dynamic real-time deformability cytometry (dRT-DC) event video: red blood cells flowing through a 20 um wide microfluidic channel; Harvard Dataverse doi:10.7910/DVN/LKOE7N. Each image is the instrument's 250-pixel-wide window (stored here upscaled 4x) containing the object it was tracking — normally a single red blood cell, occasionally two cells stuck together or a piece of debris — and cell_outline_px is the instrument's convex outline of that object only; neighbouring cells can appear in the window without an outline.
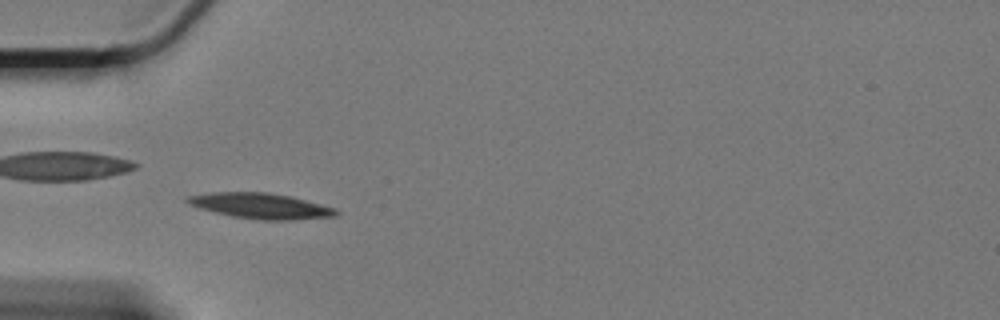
{"species": "Egyptian fruit bat (a non-hibernating species)", "species_latin": "Rousettus aegyptiacus", "temperature_condition": "cold", "stored_images_in_passage": 46, "camera_frame_rate_fps": 3000, "um_per_image_px": 0.085, "animal": {"sex": "female"}, "frame": {"image": 1, "passage_image": 4, "time_ms": 1.0, "image_size_px": [1000, 320], "cell_outline_px": [[340, 212], [336, 216], [292, 220], [260, 220], [232, 216], [200, 208], [188, 204], [184, 200], [184, 196], [212, 192], [268, 192], [292, 196], [336, 208]], "centroid_in_image_um": [22.16, 17.49], "position_along_channel_um": 62.8, "area_um2": 22.31}}
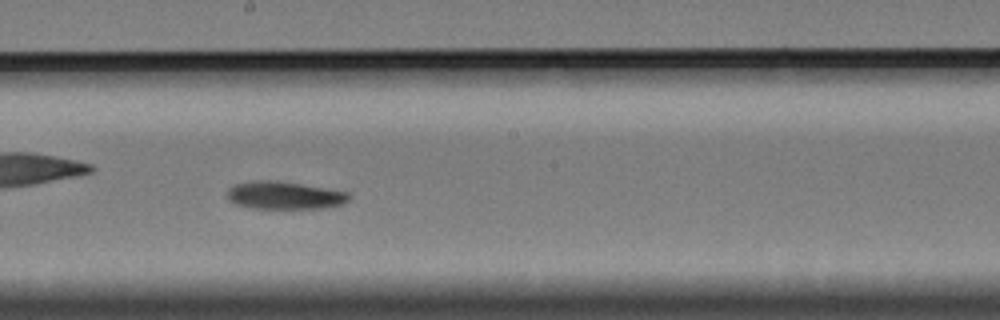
{"frame": {"image": 2, "passage_image": 19, "time_ms": 6.0, "image_size_px": [1000, 320], "cell_outline_px": [[352, 196], [344, 204], [332, 208], [252, 208], [236, 204], [228, 200], [228, 188], [236, 184], [256, 180], [272, 180], [300, 184], [352, 192]], "centroid_in_image_um": [24.26, 16.61], "position_along_channel_um": 223.9, "area_um2": 19.83}}
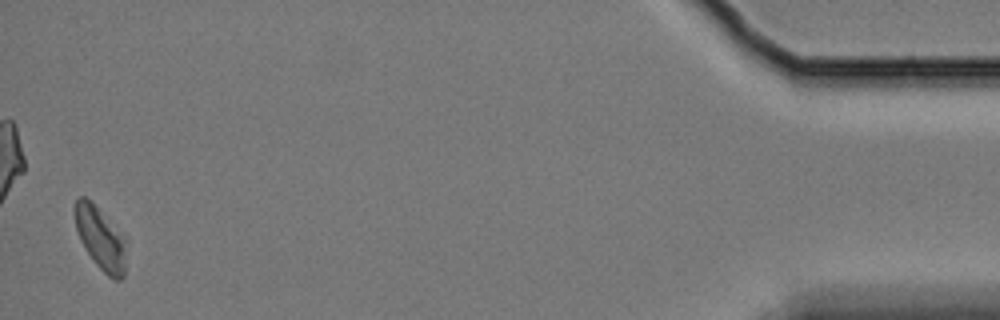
{"frame": {"image": 3, "passage_image": 45, "time_ms": 14.667, "image_size_px": [1000, 320], "cell_outline_px": [[124, 276], [120, 280], [112, 280], [96, 264], [84, 248], [80, 240], [76, 228], [76, 200], [80, 196], [84, 196], [92, 200], [124, 236]], "centroid_in_image_um": [8.53, 20.25], "position_along_channel_um": 426.7, "area_um2": 18.44}, "authors_computed_cell_mechanics": {"area_um2": 20.1722, "velocity_mm_per_s": 3.2673, "shape_relaxation_time_tau1_ms": 3.2242, "shape_relaxation_time_tau2_ms": null, "deformation_change_tau1": 0.1064, "deformation_change_tau2": null}}